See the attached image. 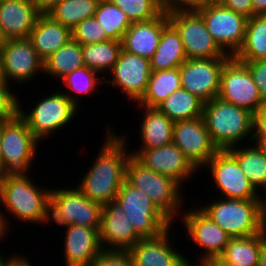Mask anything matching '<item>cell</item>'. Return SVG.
Segmentation results:
<instances>
[{"label":"cell","mask_w":266,"mask_h":266,"mask_svg":"<svg viewBox=\"0 0 266 266\" xmlns=\"http://www.w3.org/2000/svg\"><path fill=\"white\" fill-rule=\"evenodd\" d=\"M217 199L199 208L232 238L254 236L264 230L261 199Z\"/></svg>","instance_id":"8992f818"},{"label":"cell","mask_w":266,"mask_h":266,"mask_svg":"<svg viewBox=\"0 0 266 266\" xmlns=\"http://www.w3.org/2000/svg\"><path fill=\"white\" fill-rule=\"evenodd\" d=\"M5 78L3 76V70H2V58H1V54H0V82H5Z\"/></svg>","instance_id":"11a10c76"},{"label":"cell","mask_w":266,"mask_h":266,"mask_svg":"<svg viewBox=\"0 0 266 266\" xmlns=\"http://www.w3.org/2000/svg\"><path fill=\"white\" fill-rule=\"evenodd\" d=\"M90 266H133L128 251L103 250Z\"/></svg>","instance_id":"60d3db41"},{"label":"cell","mask_w":266,"mask_h":266,"mask_svg":"<svg viewBox=\"0 0 266 266\" xmlns=\"http://www.w3.org/2000/svg\"><path fill=\"white\" fill-rule=\"evenodd\" d=\"M99 233L103 250L128 251L142 239L116 200L102 206Z\"/></svg>","instance_id":"44dd1931"},{"label":"cell","mask_w":266,"mask_h":266,"mask_svg":"<svg viewBox=\"0 0 266 266\" xmlns=\"http://www.w3.org/2000/svg\"><path fill=\"white\" fill-rule=\"evenodd\" d=\"M252 142L257 145L263 155L266 157V138H252Z\"/></svg>","instance_id":"816d5d0a"},{"label":"cell","mask_w":266,"mask_h":266,"mask_svg":"<svg viewBox=\"0 0 266 266\" xmlns=\"http://www.w3.org/2000/svg\"><path fill=\"white\" fill-rule=\"evenodd\" d=\"M258 266H266V240L262 243L259 254Z\"/></svg>","instance_id":"f5cc1de1"},{"label":"cell","mask_w":266,"mask_h":266,"mask_svg":"<svg viewBox=\"0 0 266 266\" xmlns=\"http://www.w3.org/2000/svg\"><path fill=\"white\" fill-rule=\"evenodd\" d=\"M0 138V177L29 175L41 142L28 128L26 121L18 114L13 119L0 122Z\"/></svg>","instance_id":"277c9868"},{"label":"cell","mask_w":266,"mask_h":266,"mask_svg":"<svg viewBox=\"0 0 266 266\" xmlns=\"http://www.w3.org/2000/svg\"><path fill=\"white\" fill-rule=\"evenodd\" d=\"M105 79L107 87L118 88L127 99L137 103L147 89L151 74L150 60L121 50L118 60ZM110 84V85H109Z\"/></svg>","instance_id":"d6986e66"},{"label":"cell","mask_w":266,"mask_h":266,"mask_svg":"<svg viewBox=\"0 0 266 266\" xmlns=\"http://www.w3.org/2000/svg\"><path fill=\"white\" fill-rule=\"evenodd\" d=\"M50 188L49 223L54 221L61 227L69 224L89 228L101 227V204L91 201L75 186Z\"/></svg>","instance_id":"ba28073f"},{"label":"cell","mask_w":266,"mask_h":266,"mask_svg":"<svg viewBox=\"0 0 266 266\" xmlns=\"http://www.w3.org/2000/svg\"><path fill=\"white\" fill-rule=\"evenodd\" d=\"M143 110L139 125L140 147L154 148L172 143L174 122L157 107L139 106Z\"/></svg>","instance_id":"484cf974"},{"label":"cell","mask_w":266,"mask_h":266,"mask_svg":"<svg viewBox=\"0 0 266 266\" xmlns=\"http://www.w3.org/2000/svg\"><path fill=\"white\" fill-rule=\"evenodd\" d=\"M115 200L141 238L157 237L173 225L143 191L127 180L122 184Z\"/></svg>","instance_id":"9c48e42d"},{"label":"cell","mask_w":266,"mask_h":266,"mask_svg":"<svg viewBox=\"0 0 266 266\" xmlns=\"http://www.w3.org/2000/svg\"><path fill=\"white\" fill-rule=\"evenodd\" d=\"M234 57L239 61L266 60V15L247 20L244 43Z\"/></svg>","instance_id":"e575fe53"},{"label":"cell","mask_w":266,"mask_h":266,"mask_svg":"<svg viewBox=\"0 0 266 266\" xmlns=\"http://www.w3.org/2000/svg\"><path fill=\"white\" fill-rule=\"evenodd\" d=\"M2 211L3 210L1 209V211H0V243L2 242V238L6 239L4 237L8 236L7 232H10L9 229H11V228H8L6 220H5L4 213ZM0 254H1V251H0Z\"/></svg>","instance_id":"681fc988"},{"label":"cell","mask_w":266,"mask_h":266,"mask_svg":"<svg viewBox=\"0 0 266 266\" xmlns=\"http://www.w3.org/2000/svg\"><path fill=\"white\" fill-rule=\"evenodd\" d=\"M167 15L180 35L188 59L231 57L213 39L197 11Z\"/></svg>","instance_id":"8fae6325"},{"label":"cell","mask_w":266,"mask_h":266,"mask_svg":"<svg viewBox=\"0 0 266 266\" xmlns=\"http://www.w3.org/2000/svg\"><path fill=\"white\" fill-rule=\"evenodd\" d=\"M71 33L72 40L81 45L111 40L95 17L80 22L71 30Z\"/></svg>","instance_id":"f35d334b"},{"label":"cell","mask_w":266,"mask_h":266,"mask_svg":"<svg viewBox=\"0 0 266 266\" xmlns=\"http://www.w3.org/2000/svg\"><path fill=\"white\" fill-rule=\"evenodd\" d=\"M172 142L199 172L219 151L211 140L203 117L175 121Z\"/></svg>","instance_id":"ac0fdd59"},{"label":"cell","mask_w":266,"mask_h":266,"mask_svg":"<svg viewBox=\"0 0 266 266\" xmlns=\"http://www.w3.org/2000/svg\"><path fill=\"white\" fill-rule=\"evenodd\" d=\"M59 82L67 88V90L61 91L80 109V106H82L80 104L83 103L82 101L80 102L82 96H90L95 90L99 91L97 88L101 87L98 86H105L104 77L97 71L89 69L86 66L67 74Z\"/></svg>","instance_id":"d6a6232c"},{"label":"cell","mask_w":266,"mask_h":266,"mask_svg":"<svg viewBox=\"0 0 266 266\" xmlns=\"http://www.w3.org/2000/svg\"><path fill=\"white\" fill-rule=\"evenodd\" d=\"M65 266H90L103 251L100 243V228L76 224L63 226Z\"/></svg>","instance_id":"7402d4cb"},{"label":"cell","mask_w":266,"mask_h":266,"mask_svg":"<svg viewBox=\"0 0 266 266\" xmlns=\"http://www.w3.org/2000/svg\"><path fill=\"white\" fill-rule=\"evenodd\" d=\"M0 54L3 76L7 83L25 85L36 79L40 72L44 73V61L28 38L3 40L0 44Z\"/></svg>","instance_id":"9a60e30c"},{"label":"cell","mask_w":266,"mask_h":266,"mask_svg":"<svg viewBox=\"0 0 266 266\" xmlns=\"http://www.w3.org/2000/svg\"><path fill=\"white\" fill-rule=\"evenodd\" d=\"M264 192L265 194H261V223L263 229L266 231V191Z\"/></svg>","instance_id":"f907efd6"},{"label":"cell","mask_w":266,"mask_h":266,"mask_svg":"<svg viewBox=\"0 0 266 266\" xmlns=\"http://www.w3.org/2000/svg\"><path fill=\"white\" fill-rule=\"evenodd\" d=\"M121 50V42L112 39L94 44H84L82 45L84 65L106 78L105 73L109 74L113 69Z\"/></svg>","instance_id":"836d02e7"},{"label":"cell","mask_w":266,"mask_h":266,"mask_svg":"<svg viewBox=\"0 0 266 266\" xmlns=\"http://www.w3.org/2000/svg\"><path fill=\"white\" fill-rule=\"evenodd\" d=\"M217 97L253 114L265 103L247 66L234 56H231L222 68Z\"/></svg>","instance_id":"7c38bea8"},{"label":"cell","mask_w":266,"mask_h":266,"mask_svg":"<svg viewBox=\"0 0 266 266\" xmlns=\"http://www.w3.org/2000/svg\"><path fill=\"white\" fill-rule=\"evenodd\" d=\"M62 0H34L39 14H48Z\"/></svg>","instance_id":"7dc6e473"},{"label":"cell","mask_w":266,"mask_h":266,"mask_svg":"<svg viewBox=\"0 0 266 266\" xmlns=\"http://www.w3.org/2000/svg\"><path fill=\"white\" fill-rule=\"evenodd\" d=\"M194 208L184 210L178 221H181L182 227L184 226L188 241H192L190 243L204 251L203 255L200 253L198 256V266H208L224 252L232 237L198 206Z\"/></svg>","instance_id":"30bf717a"},{"label":"cell","mask_w":266,"mask_h":266,"mask_svg":"<svg viewBox=\"0 0 266 266\" xmlns=\"http://www.w3.org/2000/svg\"><path fill=\"white\" fill-rule=\"evenodd\" d=\"M202 117L218 150L252 143L254 114L248 110L216 97L204 103Z\"/></svg>","instance_id":"3957f363"},{"label":"cell","mask_w":266,"mask_h":266,"mask_svg":"<svg viewBox=\"0 0 266 266\" xmlns=\"http://www.w3.org/2000/svg\"><path fill=\"white\" fill-rule=\"evenodd\" d=\"M11 84L0 82V122L15 118L19 114L18 94L13 92Z\"/></svg>","instance_id":"ab89813d"},{"label":"cell","mask_w":266,"mask_h":266,"mask_svg":"<svg viewBox=\"0 0 266 266\" xmlns=\"http://www.w3.org/2000/svg\"><path fill=\"white\" fill-rule=\"evenodd\" d=\"M171 228L157 237L142 238L132 246L128 252L133 266H198L173 247Z\"/></svg>","instance_id":"ffe728a7"},{"label":"cell","mask_w":266,"mask_h":266,"mask_svg":"<svg viewBox=\"0 0 266 266\" xmlns=\"http://www.w3.org/2000/svg\"><path fill=\"white\" fill-rule=\"evenodd\" d=\"M230 57L187 59L180 67L181 87L208 102L220 89V75Z\"/></svg>","instance_id":"2e32d148"},{"label":"cell","mask_w":266,"mask_h":266,"mask_svg":"<svg viewBox=\"0 0 266 266\" xmlns=\"http://www.w3.org/2000/svg\"><path fill=\"white\" fill-rule=\"evenodd\" d=\"M131 154L145 167L171 178L181 187L199 173L173 142L160 147L134 149Z\"/></svg>","instance_id":"e0dca14e"},{"label":"cell","mask_w":266,"mask_h":266,"mask_svg":"<svg viewBox=\"0 0 266 266\" xmlns=\"http://www.w3.org/2000/svg\"><path fill=\"white\" fill-rule=\"evenodd\" d=\"M12 252V255L8 257V259L4 258V266H33L31 263V258L25 257V254H20ZM24 255V256H23Z\"/></svg>","instance_id":"bcb514c9"},{"label":"cell","mask_w":266,"mask_h":266,"mask_svg":"<svg viewBox=\"0 0 266 266\" xmlns=\"http://www.w3.org/2000/svg\"><path fill=\"white\" fill-rule=\"evenodd\" d=\"M100 0H62L47 15L72 30L85 19L94 17Z\"/></svg>","instance_id":"d590c367"},{"label":"cell","mask_w":266,"mask_h":266,"mask_svg":"<svg viewBox=\"0 0 266 266\" xmlns=\"http://www.w3.org/2000/svg\"><path fill=\"white\" fill-rule=\"evenodd\" d=\"M187 59L180 35L169 22L163 28L159 45L150 59L151 71L174 69Z\"/></svg>","instance_id":"4316f807"},{"label":"cell","mask_w":266,"mask_h":266,"mask_svg":"<svg viewBox=\"0 0 266 266\" xmlns=\"http://www.w3.org/2000/svg\"><path fill=\"white\" fill-rule=\"evenodd\" d=\"M204 101L184 88L170 94L157 108L173 122L202 117Z\"/></svg>","instance_id":"4dcf8cb0"},{"label":"cell","mask_w":266,"mask_h":266,"mask_svg":"<svg viewBox=\"0 0 266 266\" xmlns=\"http://www.w3.org/2000/svg\"><path fill=\"white\" fill-rule=\"evenodd\" d=\"M106 126L104 142L76 186L83 195L102 206L116 199L126 180V165L132 155L127 148L131 145L126 143L129 141L127 135H118L113 126L112 129L110 124Z\"/></svg>","instance_id":"6da1fadb"},{"label":"cell","mask_w":266,"mask_h":266,"mask_svg":"<svg viewBox=\"0 0 266 266\" xmlns=\"http://www.w3.org/2000/svg\"><path fill=\"white\" fill-rule=\"evenodd\" d=\"M208 266H241L226 261H212Z\"/></svg>","instance_id":"db71d44e"},{"label":"cell","mask_w":266,"mask_h":266,"mask_svg":"<svg viewBox=\"0 0 266 266\" xmlns=\"http://www.w3.org/2000/svg\"><path fill=\"white\" fill-rule=\"evenodd\" d=\"M220 5L233 10L246 18L253 17L252 0H216Z\"/></svg>","instance_id":"ee69618b"},{"label":"cell","mask_w":266,"mask_h":266,"mask_svg":"<svg viewBox=\"0 0 266 266\" xmlns=\"http://www.w3.org/2000/svg\"><path fill=\"white\" fill-rule=\"evenodd\" d=\"M265 240V230L254 236L231 238L224 252L213 261H226L241 266H258L260 250Z\"/></svg>","instance_id":"f1b7e54d"},{"label":"cell","mask_w":266,"mask_h":266,"mask_svg":"<svg viewBox=\"0 0 266 266\" xmlns=\"http://www.w3.org/2000/svg\"><path fill=\"white\" fill-rule=\"evenodd\" d=\"M197 12L217 44L227 54L234 56L244 43L248 18L223 7L217 1Z\"/></svg>","instance_id":"5bb4252c"},{"label":"cell","mask_w":266,"mask_h":266,"mask_svg":"<svg viewBox=\"0 0 266 266\" xmlns=\"http://www.w3.org/2000/svg\"><path fill=\"white\" fill-rule=\"evenodd\" d=\"M216 0H161L165 13L198 11Z\"/></svg>","instance_id":"b9f144b4"},{"label":"cell","mask_w":266,"mask_h":266,"mask_svg":"<svg viewBox=\"0 0 266 266\" xmlns=\"http://www.w3.org/2000/svg\"><path fill=\"white\" fill-rule=\"evenodd\" d=\"M84 66L82 45L71 39L44 61L43 74L60 81L67 74Z\"/></svg>","instance_id":"1f68e13d"},{"label":"cell","mask_w":266,"mask_h":266,"mask_svg":"<svg viewBox=\"0 0 266 266\" xmlns=\"http://www.w3.org/2000/svg\"><path fill=\"white\" fill-rule=\"evenodd\" d=\"M211 174L214 187L220 193L218 197L227 199H261V194L254 188L240 169L237 160L227 151L219 150L202 167ZM217 187V188H216ZM222 194V195H221Z\"/></svg>","instance_id":"4fadbf2b"},{"label":"cell","mask_w":266,"mask_h":266,"mask_svg":"<svg viewBox=\"0 0 266 266\" xmlns=\"http://www.w3.org/2000/svg\"><path fill=\"white\" fill-rule=\"evenodd\" d=\"M34 180L29 175L0 177V207L7 211L4 216L8 227L7 213L25 224L48 223L51 189L34 184Z\"/></svg>","instance_id":"7a4b0ae2"},{"label":"cell","mask_w":266,"mask_h":266,"mask_svg":"<svg viewBox=\"0 0 266 266\" xmlns=\"http://www.w3.org/2000/svg\"><path fill=\"white\" fill-rule=\"evenodd\" d=\"M253 138H266V102L254 113Z\"/></svg>","instance_id":"f6af8a7d"},{"label":"cell","mask_w":266,"mask_h":266,"mask_svg":"<svg viewBox=\"0 0 266 266\" xmlns=\"http://www.w3.org/2000/svg\"><path fill=\"white\" fill-rule=\"evenodd\" d=\"M243 62L256 86L263 101L266 102V60H255V61H241Z\"/></svg>","instance_id":"7bdbcfd3"},{"label":"cell","mask_w":266,"mask_h":266,"mask_svg":"<svg viewBox=\"0 0 266 266\" xmlns=\"http://www.w3.org/2000/svg\"><path fill=\"white\" fill-rule=\"evenodd\" d=\"M28 39L39 57L45 61L72 39L71 30L54 21L47 14H40Z\"/></svg>","instance_id":"d4e9b609"},{"label":"cell","mask_w":266,"mask_h":266,"mask_svg":"<svg viewBox=\"0 0 266 266\" xmlns=\"http://www.w3.org/2000/svg\"><path fill=\"white\" fill-rule=\"evenodd\" d=\"M168 23L169 17L164 11L152 20L132 23L121 40L122 50L150 60Z\"/></svg>","instance_id":"cb8c5ba5"},{"label":"cell","mask_w":266,"mask_h":266,"mask_svg":"<svg viewBox=\"0 0 266 266\" xmlns=\"http://www.w3.org/2000/svg\"><path fill=\"white\" fill-rule=\"evenodd\" d=\"M35 102L33 108H27L29 110L27 112L26 108H22L23 104L20 101L19 115L26 121L28 128L41 144L45 139L53 137L55 132L67 128L66 126L77 118L75 116L80 111V108L61 90L52 91L50 95Z\"/></svg>","instance_id":"52a82bcc"},{"label":"cell","mask_w":266,"mask_h":266,"mask_svg":"<svg viewBox=\"0 0 266 266\" xmlns=\"http://www.w3.org/2000/svg\"><path fill=\"white\" fill-rule=\"evenodd\" d=\"M126 180L143 191L172 224L178 221L186 199L176 181L150 170L132 155L126 165Z\"/></svg>","instance_id":"5b68a950"},{"label":"cell","mask_w":266,"mask_h":266,"mask_svg":"<svg viewBox=\"0 0 266 266\" xmlns=\"http://www.w3.org/2000/svg\"><path fill=\"white\" fill-rule=\"evenodd\" d=\"M39 15L34 0H6L1 2V38L3 40L27 39Z\"/></svg>","instance_id":"603a6c76"},{"label":"cell","mask_w":266,"mask_h":266,"mask_svg":"<svg viewBox=\"0 0 266 266\" xmlns=\"http://www.w3.org/2000/svg\"><path fill=\"white\" fill-rule=\"evenodd\" d=\"M4 256L2 253L0 254V266H4Z\"/></svg>","instance_id":"9f6ffc18"},{"label":"cell","mask_w":266,"mask_h":266,"mask_svg":"<svg viewBox=\"0 0 266 266\" xmlns=\"http://www.w3.org/2000/svg\"><path fill=\"white\" fill-rule=\"evenodd\" d=\"M253 16L266 15V0H252Z\"/></svg>","instance_id":"c3c4849f"},{"label":"cell","mask_w":266,"mask_h":266,"mask_svg":"<svg viewBox=\"0 0 266 266\" xmlns=\"http://www.w3.org/2000/svg\"><path fill=\"white\" fill-rule=\"evenodd\" d=\"M3 42V39L1 38V36H0V44Z\"/></svg>","instance_id":"680465c9"},{"label":"cell","mask_w":266,"mask_h":266,"mask_svg":"<svg viewBox=\"0 0 266 266\" xmlns=\"http://www.w3.org/2000/svg\"><path fill=\"white\" fill-rule=\"evenodd\" d=\"M251 144L253 145L249 146L244 143L242 146L232 147L227 151L237 160L240 169L254 188L263 192L266 191V157L255 143ZM243 145L246 146L243 147Z\"/></svg>","instance_id":"83f0119b"},{"label":"cell","mask_w":266,"mask_h":266,"mask_svg":"<svg viewBox=\"0 0 266 266\" xmlns=\"http://www.w3.org/2000/svg\"><path fill=\"white\" fill-rule=\"evenodd\" d=\"M181 88L179 67L169 70L151 71L147 89L135 105L157 107L170 94Z\"/></svg>","instance_id":"f546056e"},{"label":"cell","mask_w":266,"mask_h":266,"mask_svg":"<svg viewBox=\"0 0 266 266\" xmlns=\"http://www.w3.org/2000/svg\"><path fill=\"white\" fill-rule=\"evenodd\" d=\"M94 17L99 21L110 39L120 42L126 30L132 24L126 13L110 0H100L98 2Z\"/></svg>","instance_id":"8d00e7d4"},{"label":"cell","mask_w":266,"mask_h":266,"mask_svg":"<svg viewBox=\"0 0 266 266\" xmlns=\"http://www.w3.org/2000/svg\"><path fill=\"white\" fill-rule=\"evenodd\" d=\"M0 171H1V138H0Z\"/></svg>","instance_id":"6f0895ef"},{"label":"cell","mask_w":266,"mask_h":266,"mask_svg":"<svg viewBox=\"0 0 266 266\" xmlns=\"http://www.w3.org/2000/svg\"><path fill=\"white\" fill-rule=\"evenodd\" d=\"M122 9L131 23L152 20L162 12L161 0H110Z\"/></svg>","instance_id":"74e56055"}]
</instances>
